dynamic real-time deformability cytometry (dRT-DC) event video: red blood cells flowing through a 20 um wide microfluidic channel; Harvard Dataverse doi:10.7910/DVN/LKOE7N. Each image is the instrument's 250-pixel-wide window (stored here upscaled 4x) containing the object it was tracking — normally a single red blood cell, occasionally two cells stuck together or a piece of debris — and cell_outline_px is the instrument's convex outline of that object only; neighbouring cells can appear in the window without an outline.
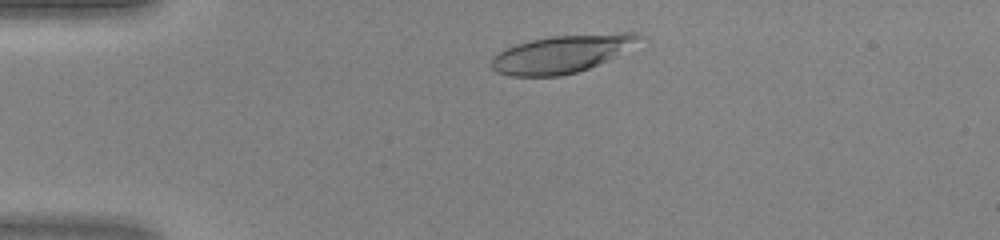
{"species": "human", "species_latin": "Homo sapiens", "temperature_condition": "warm", "stored_images_in_passage": 34, "camera_frame_rate_fps": 3000, "um_per_image_px": 0.085, "donor": {"sex": "female"}, "frame": {"image": 1, "passage_image": 4, "time_ms": 1.0, "image_size_px": [1000, 240], "cell_outline_px": [[644, 36], [616, 56], [608, 60], [588, 68], [576, 72], [560, 76], [508, 76], [496, 72], [492, 68], [492, 56], [496, 52], [504, 48], [516, 44], [548, 36], [620, 32], [636, 32]], "centroid_in_image_um": [47.7, 4.57], "position_along_channel_um": 37.3, "area_um2": 32.48}}
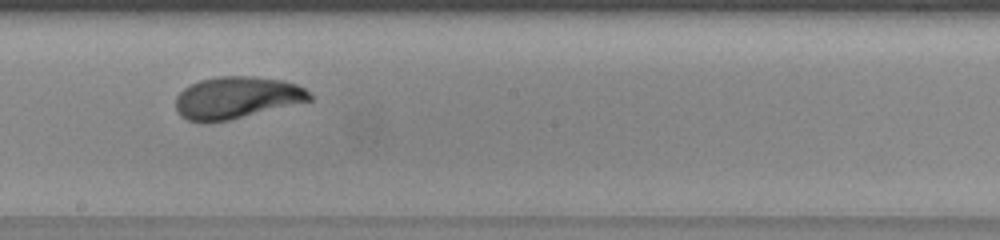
{"frame": {"image": 2, "passage_image": 20, "time_ms": 6.333, "image_size_px": [1000, 240], "cell_outline_px": [[312, 100], [228, 120], [204, 124], [188, 120], [180, 116], [176, 112], [176, 96], [184, 88], [200, 80], [216, 76], [252, 76], [284, 80], [296, 84], [304, 88], [312, 96]], "centroid_in_image_um": [20.07, 8.31], "position_along_channel_um": 228.1, "area_um2": 32.89}}
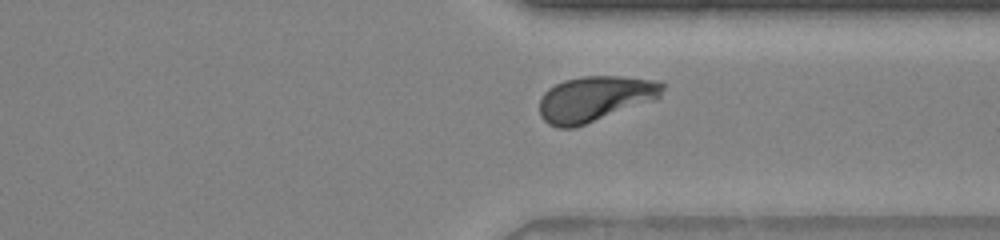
{"frame": {"image": 3, "passage_image": 29, "time_ms": 9.333, "image_size_px": [1000, 240], "cell_outline_px": [[664, 88], [660, 96], [656, 100], [572, 128], [556, 128], [548, 124], [540, 116], [540, 100], [544, 92], [548, 88], [564, 80], [580, 76], [620, 76], [660, 80], [664, 84]], "centroid_in_image_um": [50.58, 8.38], "position_along_channel_um": 360.8, "area_um2": 32.71}}